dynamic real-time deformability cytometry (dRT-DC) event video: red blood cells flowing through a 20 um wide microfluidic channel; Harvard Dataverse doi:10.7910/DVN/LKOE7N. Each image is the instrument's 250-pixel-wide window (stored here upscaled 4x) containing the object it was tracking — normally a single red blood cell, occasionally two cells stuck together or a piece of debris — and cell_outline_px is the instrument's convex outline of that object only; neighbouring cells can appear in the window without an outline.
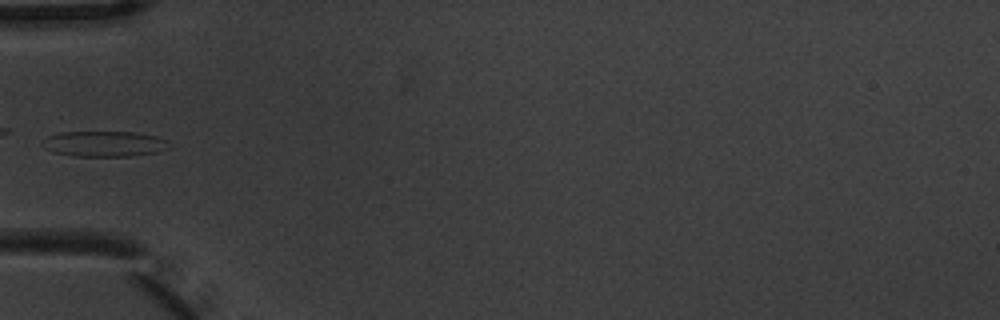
{"species": "common noctule bat (a hibernating species)", "species_latin": "Nyctalus noctula", "temperature_condition": "warm", "stored_images_in_passage": 7, "camera_frame_rate_fps": 3000, "um_per_image_px": 0.085, "animal": {"sex": "male", "body_mass_g": 20.1, "forearm_length_mm": 53.5}, "frame": {"image": 1, "passage_image": 6, "time_ms": 1.667, "image_size_px": [1000, 320], "cell_outline_px": [[168, 148], [156, 152], [132, 156], [72, 156], [52, 152], [44, 148], [40, 144], [40, 140], [48, 136], [60, 132], [136, 132], [156, 136], [168, 140]], "centroid_in_image_um": [8.8, 12.22], "position_along_channel_um": 76.2, "area_um2": 19.07}}
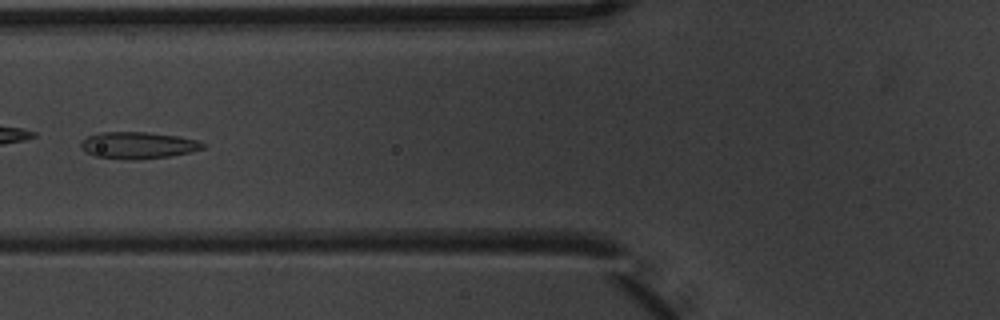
{"frame": {"image": 2, "passage_image": 7, "time_ms": 2.0, "image_size_px": [1000, 320], "cell_outline_px": [[208, 144], [204, 148], [192, 152], [168, 156], [128, 160], [96, 156], [80, 148], [80, 140], [88, 136], [100, 132], [144, 132], [176, 136], [196, 140]], "centroid_in_image_um": [11.72, 12.34], "position_along_channel_um": 114.1, "area_um2": 18.9}}